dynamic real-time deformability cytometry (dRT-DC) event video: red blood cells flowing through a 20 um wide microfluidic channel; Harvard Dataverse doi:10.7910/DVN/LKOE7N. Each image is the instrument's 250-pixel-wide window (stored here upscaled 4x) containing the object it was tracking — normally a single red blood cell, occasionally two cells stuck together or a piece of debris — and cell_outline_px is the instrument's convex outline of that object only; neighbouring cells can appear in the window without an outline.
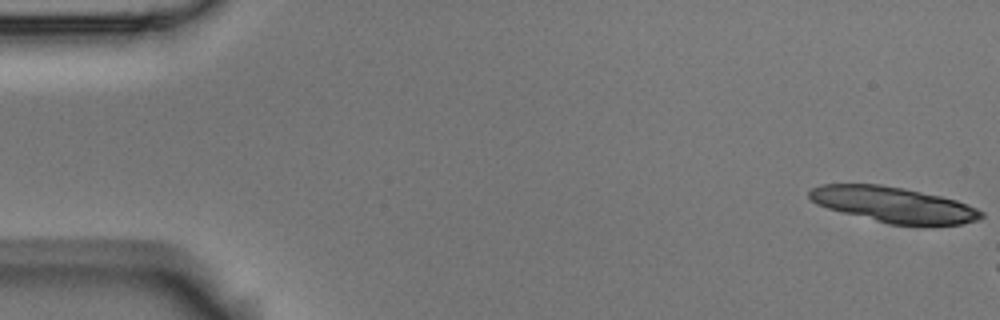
{"species": "Egyptian fruit bat (a non-hibernating species)", "species_latin": "Rousettus aegyptiacus", "temperature_condition": "room temperature", "stored_images_in_passage": 3, "camera_frame_rate_fps": 3000, "um_per_image_px": 0.085, "animal": {"sex": "male"}, "frame": {"image": 1, "passage_image": 1, "time_ms": 0.0, "image_size_px": [1000, 320], "cell_outline_px": [[984, 216], [980, 220], [960, 224], [888, 224], [828, 208], [816, 204], [808, 196], [808, 192], [812, 188], [820, 184], [880, 184], [904, 188], [940, 196], [956, 200], [968, 204], [984, 212]], "centroid_in_image_um": [75.95, 17.38], "position_along_channel_um": 9.0, "area_um2": 35.32}}